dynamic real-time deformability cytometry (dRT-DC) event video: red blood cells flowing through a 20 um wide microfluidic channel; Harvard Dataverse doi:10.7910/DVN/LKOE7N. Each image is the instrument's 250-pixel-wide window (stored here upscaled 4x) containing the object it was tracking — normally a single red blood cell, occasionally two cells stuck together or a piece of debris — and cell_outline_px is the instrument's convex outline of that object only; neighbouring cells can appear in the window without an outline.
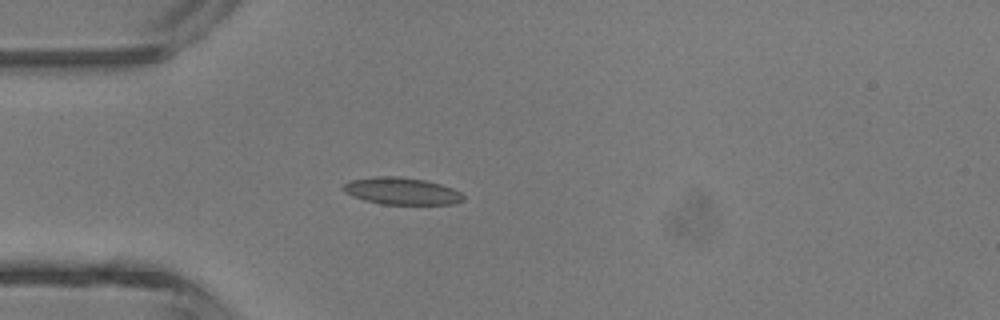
{"species": "common noctule bat (a hibernating species)", "species_latin": "Nyctalus noctula", "temperature_condition": "room temperature", "stored_images_in_passage": 2, "camera_frame_rate_fps": 3000, "um_per_image_px": 0.085, "animal": {"sex": "male", "body_mass_g": 13.3}, "frame": {"image": 1, "passage_image": 2, "time_ms": 1.333, "image_size_px": [1000, 320], "cell_outline_px": [[464, 200], [452, 204], [384, 204], [364, 200], [352, 196], [344, 192], [340, 188], [348, 180], [376, 176], [396, 176], [424, 180], [440, 184], [452, 188], [460, 192], [464, 196]], "centroid_in_image_um": [34.09, 16.23], "position_along_channel_um": 50.9, "area_um2": 18.96}}